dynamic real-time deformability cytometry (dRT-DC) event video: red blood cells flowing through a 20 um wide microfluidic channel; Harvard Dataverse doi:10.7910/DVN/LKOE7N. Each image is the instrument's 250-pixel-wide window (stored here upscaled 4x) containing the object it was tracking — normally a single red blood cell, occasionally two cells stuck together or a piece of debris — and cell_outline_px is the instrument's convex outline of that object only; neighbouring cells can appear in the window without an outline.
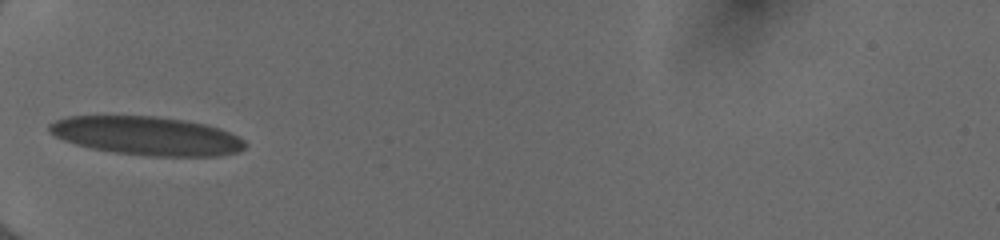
{"species": "human", "species_latin": "Homo sapiens", "temperature_condition": "cold", "stored_images_in_passage": 33, "camera_frame_rate_fps": 3000, "um_per_image_px": 0.085, "donor": {"sex": "female"}, "frame": {"image": 1, "passage_image": 1, "time_ms": 0.0, "image_size_px": [1000, 240], "cell_outline_px": [[248, 144], [244, 148], [236, 152], [216, 156], [148, 156], [112, 152], [92, 148], [76, 144], [64, 140], [48, 132], [48, 124], [56, 120], [68, 116], [156, 116], [184, 120], [204, 124], [220, 128], [244, 140]], "centroid_in_image_um": [12.46, 11.54], "position_along_channel_um": 72.5, "area_um2": 43.99}}
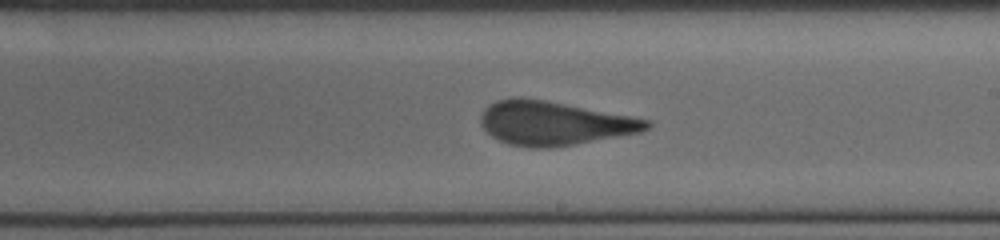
{"frame": {"image": 2, "passage_image": 14, "time_ms": 4.333, "image_size_px": [1000, 240], "cell_outline_px": [[652, 124], [648, 128], [640, 132], [572, 144], [548, 148], [528, 148], [508, 144], [492, 136], [480, 124], [480, 116], [484, 108], [496, 100], [516, 96], [520, 96], [544, 100], [652, 120]], "centroid_in_image_um": [47.04, 10.46], "position_along_channel_um": 242.0, "area_um2": 42.19}}
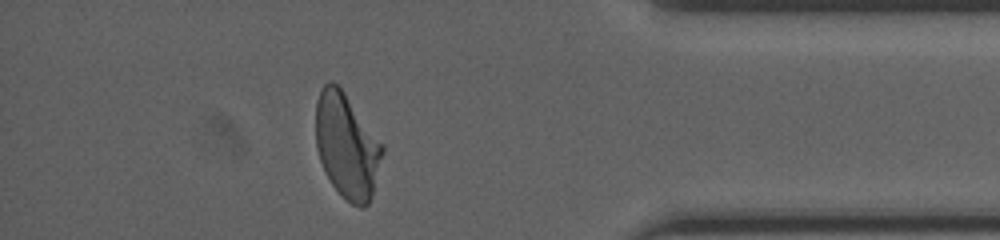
{"frame": {"image": 3, "passage_image": 28, "time_ms": 9.0, "image_size_px": [1000, 240], "cell_outline_px": [[384, 152], [372, 196], [368, 204], [364, 208], [360, 208], [352, 204], [332, 184], [320, 160], [316, 148], [316, 100], [324, 84], [328, 80], [332, 80], [344, 92], [384, 144]], "centroid_in_image_um": [29.5, 12.38], "position_along_channel_um": 405.7, "area_um2": 40.58}, "authors_computed_cell_mechanics": {"area_um2": 42.194, "velocity_mm_per_s": 3.9977, "shape_relaxation_time_tau1_ms": 6.8302, "shape_relaxation_time_tau2_ms": 0.573, "deformation_change_tau1": 0.2223, "deformation_change_tau2": 0.0871}}